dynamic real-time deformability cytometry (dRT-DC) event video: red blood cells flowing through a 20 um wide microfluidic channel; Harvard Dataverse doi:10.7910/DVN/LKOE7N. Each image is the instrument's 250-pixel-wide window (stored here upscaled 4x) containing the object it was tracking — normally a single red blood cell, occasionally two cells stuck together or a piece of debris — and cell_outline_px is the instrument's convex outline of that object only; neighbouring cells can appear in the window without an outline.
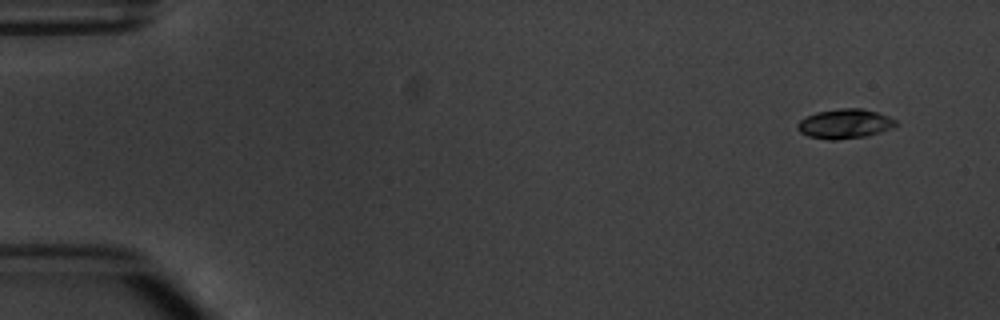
{"species": "common noctule bat (a hibernating species)", "species_latin": "Nyctalus noctula", "temperature_condition": "warm", "stored_images_in_passage": 8, "camera_frame_rate_fps": 3000, "um_per_image_px": 0.085, "animal": {"sex": "male", "body_mass_g": 20.1, "forearm_length_mm": 53.5}, "frame": {"image": 1, "passage_image": 1, "time_ms": 0.0, "image_size_px": [1000, 320], "cell_outline_px": [[896, 124], [880, 132], [864, 136], [836, 140], [828, 140], [808, 136], [800, 132], [796, 128], [796, 124], [800, 120], [816, 112], [840, 108], [860, 108], [876, 112], [888, 116], [896, 120]], "centroid_in_image_um": [71.75, 10.52], "position_along_channel_um": 13.3, "area_um2": 16.7}}
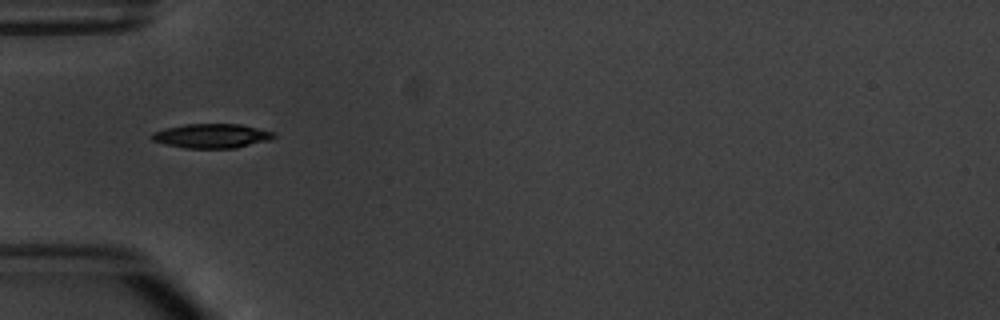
{"frame": {"image": 2, "passage_image": 5, "time_ms": 4.667, "image_size_px": [1000, 320], "cell_outline_px": [[276, 140], [236, 148], [188, 148], [168, 144], [152, 140], [148, 136], [152, 132], [164, 128], [184, 124], [240, 124], [276, 132]], "centroid_in_image_um": [18.07, 11.55], "position_along_channel_um": 66.9, "area_um2": 17.63}}
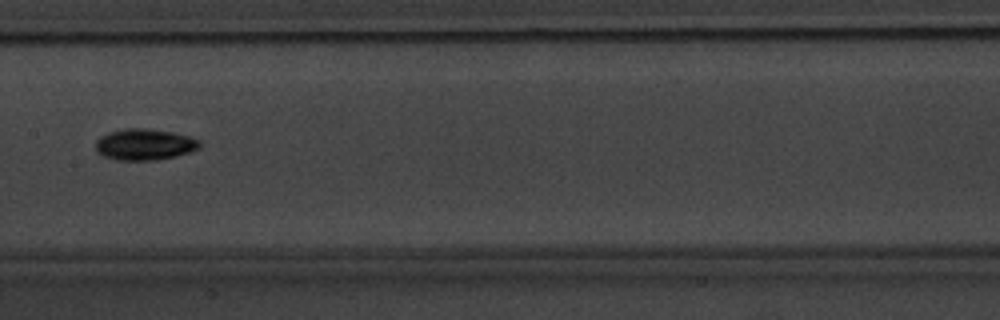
{"frame": {"image": 3, "passage_image": 8, "time_ms": 8.0, "image_size_px": [1000, 320], "cell_outline_px": [[200, 148], [176, 156], [156, 160], [116, 160], [104, 156], [96, 152], [96, 140], [100, 136], [108, 132], [124, 128], [144, 128], [172, 132], [188, 136], [200, 140]], "centroid_in_image_um": [12.26, 12.28], "position_along_channel_um": 195.1, "area_um2": 19.02}}